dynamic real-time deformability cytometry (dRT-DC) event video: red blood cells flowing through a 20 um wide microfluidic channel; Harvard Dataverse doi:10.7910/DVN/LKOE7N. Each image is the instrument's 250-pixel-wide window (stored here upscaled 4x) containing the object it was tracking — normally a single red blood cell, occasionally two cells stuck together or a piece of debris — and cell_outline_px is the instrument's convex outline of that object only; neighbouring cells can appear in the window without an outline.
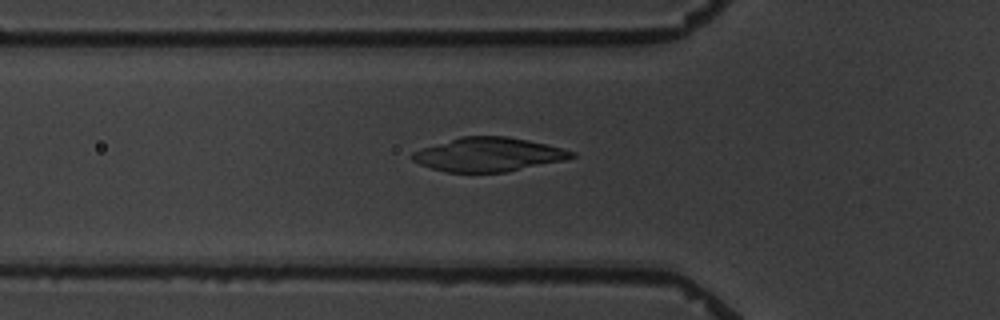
{"species": "common noctule bat (a hibernating species)", "species_latin": "Nyctalus noctula", "temperature_condition": "warm", "stored_images_in_passage": 5, "camera_frame_rate_fps": 3000, "um_per_image_px": 0.085, "animal": {"sex": "male", "body_mass_g": 19.5, "forearm_length_mm": 54.6}, "frame": {"image": 1, "passage_image": 5, "time_ms": 5.333, "image_size_px": [1000, 320], "cell_outline_px": [[576, 156], [564, 160], [508, 172], [448, 172], [432, 168], [420, 164], [412, 160], [412, 152], [460, 136], [508, 136], [528, 140], [576, 152]], "centroid_in_image_um": [41.54, 13.14], "position_along_channel_um": 84.3, "area_um2": 31.15}}